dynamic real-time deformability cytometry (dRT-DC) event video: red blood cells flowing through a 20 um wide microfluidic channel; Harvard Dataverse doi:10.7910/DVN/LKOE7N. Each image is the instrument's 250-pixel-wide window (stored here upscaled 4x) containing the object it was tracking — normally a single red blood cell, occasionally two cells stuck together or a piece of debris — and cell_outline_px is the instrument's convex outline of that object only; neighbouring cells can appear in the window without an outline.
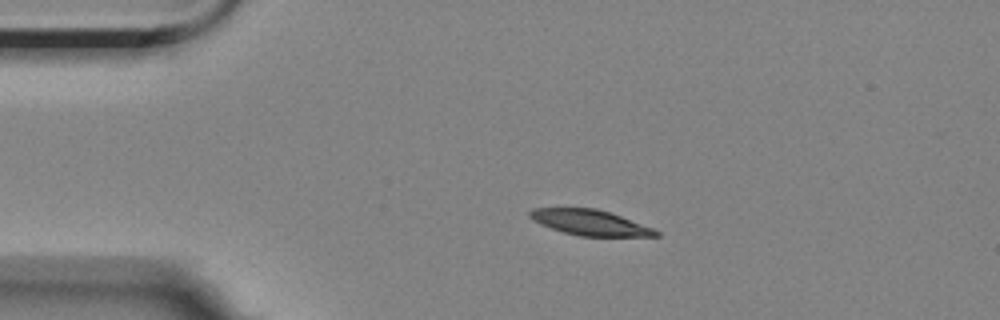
{"species": "Egyptian fruit bat (a non-hibernating species)", "species_latin": "Rousettus aegyptiacus", "temperature_condition": "room temperature", "stored_images_in_passage": 3, "segment_of_instrument_passage": [1, 2], "camera_frame_rate_fps": 3000, "um_per_image_px": 0.085, "animal": {"sex": "female"}, "frame": {"image": 1, "passage_image": 1, "time_ms": 0.0, "image_size_px": [1000, 320], "cell_outline_px": [[660, 236], [580, 236], [564, 232], [540, 224], [532, 220], [528, 216], [528, 212], [532, 208], [596, 208], [620, 216], [652, 228], [660, 232]], "centroid_in_image_um": [50.1, 18.91], "position_along_channel_um": 34.9, "area_um2": 18.5}}